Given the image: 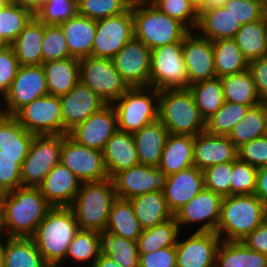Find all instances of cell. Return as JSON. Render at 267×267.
I'll return each mask as SVG.
<instances>
[{"label":"cell","mask_w":267,"mask_h":267,"mask_svg":"<svg viewBox=\"0 0 267 267\" xmlns=\"http://www.w3.org/2000/svg\"><path fill=\"white\" fill-rule=\"evenodd\" d=\"M4 267H50L32 238L8 237L5 240Z\"/></svg>","instance_id":"38"},{"label":"cell","mask_w":267,"mask_h":267,"mask_svg":"<svg viewBox=\"0 0 267 267\" xmlns=\"http://www.w3.org/2000/svg\"><path fill=\"white\" fill-rule=\"evenodd\" d=\"M48 94L62 96L80 81V60L70 57L42 63Z\"/></svg>","instance_id":"29"},{"label":"cell","mask_w":267,"mask_h":267,"mask_svg":"<svg viewBox=\"0 0 267 267\" xmlns=\"http://www.w3.org/2000/svg\"><path fill=\"white\" fill-rule=\"evenodd\" d=\"M254 194L267 205V166L258 168Z\"/></svg>","instance_id":"60"},{"label":"cell","mask_w":267,"mask_h":267,"mask_svg":"<svg viewBox=\"0 0 267 267\" xmlns=\"http://www.w3.org/2000/svg\"><path fill=\"white\" fill-rule=\"evenodd\" d=\"M91 267H121L116 261L107 255L100 254Z\"/></svg>","instance_id":"63"},{"label":"cell","mask_w":267,"mask_h":267,"mask_svg":"<svg viewBox=\"0 0 267 267\" xmlns=\"http://www.w3.org/2000/svg\"><path fill=\"white\" fill-rule=\"evenodd\" d=\"M249 108V106L225 101L220 109L205 121V131L213 135L228 136Z\"/></svg>","instance_id":"46"},{"label":"cell","mask_w":267,"mask_h":267,"mask_svg":"<svg viewBox=\"0 0 267 267\" xmlns=\"http://www.w3.org/2000/svg\"><path fill=\"white\" fill-rule=\"evenodd\" d=\"M72 57L60 25L44 24L42 63Z\"/></svg>","instance_id":"47"},{"label":"cell","mask_w":267,"mask_h":267,"mask_svg":"<svg viewBox=\"0 0 267 267\" xmlns=\"http://www.w3.org/2000/svg\"><path fill=\"white\" fill-rule=\"evenodd\" d=\"M139 267H177L175 246L139 254Z\"/></svg>","instance_id":"57"},{"label":"cell","mask_w":267,"mask_h":267,"mask_svg":"<svg viewBox=\"0 0 267 267\" xmlns=\"http://www.w3.org/2000/svg\"><path fill=\"white\" fill-rule=\"evenodd\" d=\"M159 120L169 134L196 136L205 131V120L189 88L159 91Z\"/></svg>","instance_id":"4"},{"label":"cell","mask_w":267,"mask_h":267,"mask_svg":"<svg viewBox=\"0 0 267 267\" xmlns=\"http://www.w3.org/2000/svg\"><path fill=\"white\" fill-rule=\"evenodd\" d=\"M19 62L11 45L0 48V92L5 95L16 77Z\"/></svg>","instance_id":"56"},{"label":"cell","mask_w":267,"mask_h":267,"mask_svg":"<svg viewBox=\"0 0 267 267\" xmlns=\"http://www.w3.org/2000/svg\"><path fill=\"white\" fill-rule=\"evenodd\" d=\"M267 134V103L250 107L228 135L236 147Z\"/></svg>","instance_id":"39"},{"label":"cell","mask_w":267,"mask_h":267,"mask_svg":"<svg viewBox=\"0 0 267 267\" xmlns=\"http://www.w3.org/2000/svg\"><path fill=\"white\" fill-rule=\"evenodd\" d=\"M112 60L129 87L149 86L151 50L142 41L132 37Z\"/></svg>","instance_id":"18"},{"label":"cell","mask_w":267,"mask_h":267,"mask_svg":"<svg viewBox=\"0 0 267 267\" xmlns=\"http://www.w3.org/2000/svg\"><path fill=\"white\" fill-rule=\"evenodd\" d=\"M44 23L34 16L11 44L20 66L42 64Z\"/></svg>","instance_id":"30"},{"label":"cell","mask_w":267,"mask_h":267,"mask_svg":"<svg viewBox=\"0 0 267 267\" xmlns=\"http://www.w3.org/2000/svg\"><path fill=\"white\" fill-rule=\"evenodd\" d=\"M195 32L190 31L184 37L182 47L189 87L216 77L212 41Z\"/></svg>","instance_id":"20"},{"label":"cell","mask_w":267,"mask_h":267,"mask_svg":"<svg viewBox=\"0 0 267 267\" xmlns=\"http://www.w3.org/2000/svg\"><path fill=\"white\" fill-rule=\"evenodd\" d=\"M128 9H133L141 3V0H120Z\"/></svg>","instance_id":"65"},{"label":"cell","mask_w":267,"mask_h":267,"mask_svg":"<svg viewBox=\"0 0 267 267\" xmlns=\"http://www.w3.org/2000/svg\"><path fill=\"white\" fill-rule=\"evenodd\" d=\"M34 135L26 131L14 116L0 113V150L8 156H27Z\"/></svg>","instance_id":"34"},{"label":"cell","mask_w":267,"mask_h":267,"mask_svg":"<svg viewBox=\"0 0 267 267\" xmlns=\"http://www.w3.org/2000/svg\"><path fill=\"white\" fill-rule=\"evenodd\" d=\"M52 206L38 187H18L0 195L7 237L31 238Z\"/></svg>","instance_id":"1"},{"label":"cell","mask_w":267,"mask_h":267,"mask_svg":"<svg viewBox=\"0 0 267 267\" xmlns=\"http://www.w3.org/2000/svg\"><path fill=\"white\" fill-rule=\"evenodd\" d=\"M266 204L255 194L223 197L216 233L225 241H242L264 223Z\"/></svg>","instance_id":"3"},{"label":"cell","mask_w":267,"mask_h":267,"mask_svg":"<svg viewBox=\"0 0 267 267\" xmlns=\"http://www.w3.org/2000/svg\"><path fill=\"white\" fill-rule=\"evenodd\" d=\"M117 130L115 109L111 104H106L88 119L76 124L67 135L80 145L103 151L107 141Z\"/></svg>","instance_id":"17"},{"label":"cell","mask_w":267,"mask_h":267,"mask_svg":"<svg viewBox=\"0 0 267 267\" xmlns=\"http://www.w3.org/2000/svg\"><path fill=\"white\" fill-rule=\"evenodd\" d=\"M4 234L6 235V231H5V227H4L2 212H1V209H0V243H5V241H4V240H6L5 238H8ZM3 236H5V237H3Z\"/></svg>","instance_id":"64"},{"label":"cell","mask_w":267,"mask_h":267,"mask_svg":"<svg viewBox=\"0 0 267 267\" xmlns=\"http://www.w3.org/2000/svg\"><path fill=\"white\" fill-rule=\"evenodd\" d=\"M167 177L158 167L138 164L116 173L111 179L116 197L131 200L142 194L163 192Z\"/></svg>","instance_id":"15"},{"label":"cell","mask_w":267,"mask_h":267,"mask_svg":"<svg viewBox=\"0 0 267 267\" xmlns=\"http://www.w3.org/2000/svg\"><path fill=\"white\" fill-rule=\"evenodd\" d=\"M168 135L159 119L134 132L139 164L158 167Z\"/></svg>","instance_id":"28"},{"label":"cell","mask_w":267,"mask_h":267,"mask_svg":"<svg viewBox=\"0 0 267 267\" xmlns=\"http://www.w3.org/2000/svg\"><path fill=\"white\" fill-rule=\"evenodd\" d=\"M194 136L169 134L158 169L167 176L194 166Z\"/></svg>","instance_id":"27"},{"label":"cell","mask_w":267,"mask_h":267,"mask_svg":"<svg viewBox=\"0 0 267 267\" xmlns=\"http://www.w3.org/2000/svg\"><path fill=\"white\" fill-rule=\"evenodd\" d=\"M201 117L206 121L224 104L221 78L215 77L190 85Z\"/></svg>","instance_id":"43"},{"label":"cell","mask_w":267,"mask_h":267,"mask_svg":"<svg viewBox=\"0 0 267 267\" xmlns=\"http://www.w3.org/2000/svg\"><path fill=\"white\" fill-rule=\"evenodd\" d=\"M229 0H199L196 12L198 17L206 11L224 7Z\"/></svg>","instance_id":"61"},{"label":"cell","mask_w":267,"mask_h":267,"mask_svg":"<svg viewBox=\"0 0 267 267\" xmlns=\"http://www.w3.org/2000/svg\"><path fill=\"white\" fill-rule=\"evenodd\" d=\"M99 255L98 231L80 229L70 242L65 259H72L74 263L80 265L90 261L89 267H91Z\"/></svg>","instance_id":"45"},{"label":"cell","mask_w":267,"mask_h":267,"mask_svg":"<svg viewBox=\"0 0 267 267\" xmlns=\"http://www.w3.org/2000/svg\"><path fill=\"white\" fill-rule=\"evenodd\" d=\"M60 162L69 168L81 183L109 178L102 151L80 145L68 135H62Z\"/></svg>","instance_id":"14"},{"label":"cell","mask_w":267,"mask_h":267,"mask_svg":"<svg viewBox=\"0 0 267 267\" xmlns=\"http://www.w3.org/2000/svg\"><path fill=\"white\" fill-rule=\"evenodd\" d=\"M78 15L99 20L125 12L128 8L120 0H77Z\"/></svg>","instance_id":"51"},{"label":"cell","mask_w":267,"mask_h":267,"mask_svg":"<svg viewBox=\"0 0 267 267\" xmlns=\"http://www.w3.org/2000/svg\"><path fill=\"white\" fill-rule=\"evenodd\" d=\"M182 47L183 40L151 50L150 87L158 91L189 88Z\"/></svg>","instance_id":"8"},{"label":"cell","mask_w":267,"mask_h":267,"mask_svg":"<svg viewBox=\"0 0 267 267\" xmlns=\"http://www.w3.org/2000/svg\"><path fill=\"white\" fill-rule=\"evenodd\" d=\"M222 200V196L204 188L173 215L179 229L184 225L196 226V223H200L202 225L196 231L215 232L220 218Z\"/></svg>","instance_id":"16"},{"label":"cell","mask_w":267,"mask_h":267,"mask_svg":"<svg viewBox=\"0 0 267 267\" xmlns=\"http://www.w3.org/2000/svg\"><path fill=\"white\" fill-rule=\"evenodd\" d=\"M106 230L129 240L137 241L143 229L130 200L116 198L111 206Z\"/></svg>","instance_id":"35"},{"label":"cell","mask_w":267,"mask_h":267,"mask_svg":"<svg viewBox=\"0 0 267 267\" xmlns=\"http://www.w3.org/2000/svg\"><path fill=\"white\" fill-rule=\"evenodd\" d=\"M111 178L84 182L70 206L80 229L106 230L110 209L116 199Z\"/></svg>","instance_id":"6"},{"label":"cell","mask_w":267,"mask_h":267,"mask_svg":"<svg viewBox=\"0 0 267 267\" xmlns=\"http://www.w3.org/2000/svg\"><path fill=\"white\" fill-rule=\"evenodd\" d=\"M179 238L175 246L177 267H215L221 242L216 232L194 231L187 239Z\"/></svg>","instance_id":"19"},{"label":"cell","mask_w":267,"mask_h":267,"mask_svg":"<svg viewBox=\"0 0 267 267\" xmlns=\"http://www.w3.org/2000/svg\"><path fill=\"white\" fill-rule=\"evenodd\" d=\"M257 168L238 159L232 161L231 195L254 194L257 183Z\"/></svg>","instance_id":"50"},{"label":"cell","mask_w":267,"mask_h":267,"mask_svg":"<svg viewBox=\"0 0 267 267\" xmlns=\"http://www.w3.org/2000/svg\"><path fill=\"white\" fill-rule=\"evenodd\" d=\"M204 188V173L196 166L168 175L163 191L168 209L174 215Z\"/></svg>","instance_id":"22"},{"label":"cell","mask_w":267,"mask_h":267,"mask_svg":"<svg viewBox=\"0 0 267 267\" xmlns=\"http://www.w3.org/2000/svg\"><path fill=\"white\" fill-rule=\"evenodd\" d=\"M205 188L222 197L231 195L232 161L210 166L203 170Z\"/></svg>","instance_id":"53"},{"label":"cell","mask_w":267,"mask_h":267,"mask_svg":"<svg viewBox=\"0 0 267 267\" xmlns=\"http://www.w3.org/2000/svg\"><path fill=\"white\" fill-rule=\"evenodd\" d=\"M102 153L109 178L122 170L139 164L132 133L117 130L107 141Z\"/></svg>","instance_id":"25"},{"label":"cell","mask_w":267,"mask_h":267,"mask_svg":"<svg viewBox=\"0 0 267 267\" xmlns=\"http://www.w3.org/2000/svg\"><path fill=\"white\" fill-rule=\"evenodd\" d=\"M62 135H34L29 153L21 165L22 187H38L51 169L60 163Z\"/></svg>","instance_id":"10"},{"label":"cell","mask_w":267,"mask_h":267,"mask_svg":"<svg viewBox=\"0 0 267 267\" xmlns=\"http://www.w3.org/2000/svg\"><path fill=\"white\" fill-rule=\"evenodd\" d=\"M1 96H2V98H1ZM0 98H1V99H0L1 101H2V99L4 98V95H3L1 92H0ZM0 104H1V102H0ZM1 108H2V107H1V105H0V110H1Z\"/></svg>","instance_id":"72"},{"label":"cell","mask_w":267,"mask_h":267,"mask_svg":"<svg viewBox=\"0 0 267 267\" xmlns=\"http://www.w3.org/2000/svg\"><path fill=\"white\" fill-rule=\"evenodd\" d=\"M224 8L228 10L241 25L256 22L266 15L261 1L229 0Z\"/></svg>","instance_id":"54"},{"label":"cell","mask_w":267,"mask_h":267,"mask_svg":"<svg viewBox=\"0 0 267 267\" xmlns=\"http://www.w3.org/2000/svg\"><path fill=\"white\" fill-rule=\"evenodd\" d=\"M79 230L71 207H51L31 238L50 267H61L68 246Z\"/></svg>","instance_id":"2"},{"label":"cell","mask_w":267,"mask_h":267,"mask_svg":"<svg viewBox=\"0 0 267 267\" xmlns=\"http://www.w3.org/2000/svg\"><path fill=\"white\" fill-rule=\"evenodd\" d=\"M151 3L167 16L179 20L190 31L196 30V7L188 0H154Z\"/></svg>","instance_id":"48"},{"label":"cell","mask_w":267,"mask_h":267,"mask_svg":"<svg viewBox=\"0 0 267 267\" xmlns=\"http://www.w3.org/2000/svg\"><path fill=\"white\" fill-rule=\"evenodd\" d=\"M248 70L254 80L258 96L267 102V56L249 62Z\"/></svg>","instance_id":"58"},{"label":"cell","mask_w":267,"mask_h":267,"mask_svg":"<svg viewBox=\"0 0 267 267\" xmlns=\"http://www.w3.org/2000/svg\"><path fill=\"white\" fill-rule=\"evenodd\" d=\"M216 77L246 71L249 62L244 57L234 39H217L212 41Z\"/></svg>","instance_id":"40"},{"label":"cell","mask_w":267,"mask_h":267,"mask_svg":"<svg viewBox=\"0 0 267 267\" xmlns=\"http://www.w3.org/2000/svg\"><path fill=\"white\" fill-rule=\"evenodd\" d=\"M180 231L174 216L164 223L144 229L137 239L139 254H148L160 248L176 246Z\"/></svg>","instance_id":"42"},{"label":"cell","mask_w":267,"mask_h":267,"mask_svg":"<svg viewBox=\"0 0 267 267\" xmlns=\"http://www.w3.org/2000/svg\"><path fill=\"white\" fill-rule=\"evenodd\" d=\"M215 267H267V255L253 251L242 241L221 240Z\"/></svg>","instance_id":"32"},{"label":"cell","mask_w":267,"mask_h":267,"mask_svg":"<svg viewBox=\"0 0 267 267\" xmlns=\"http://www.w3.org/2000/svg\"><path fill=\"white\" fill-rule=\"evenodd\" d=\"M221 81L223 84L224 101L249 107H253L262 102L248 69L241 73L224 76L221 78Z\"/></svg>","instance_id":"41"},{"label":"cell","mask_w":267,"mask_h":267,"mask_svg":"<svg viewBox=\"0 0 267 267\" xmlns=\"http://www.w3.org/2000/svg\"><path fill=\"white\" fill-rule=\"evenodd\" d=\"M34 16L31 11L14 3L1 9L0 41L4 45H11Z\"/></svg>","instance_id":"44"},{"label":"cell","mask_w":267,"mask_h":267,"mask_svg":"<svg viewBox=\"0 0 267 267\" xmlns=\"http://www.w3.org/2000/svg\"><path fill=\"white\" fill-rule=\"evenodd\" d=\"M5 243H0V267H4Z\"/></svg>","instance_id":"66"},{"label":"cell","mask_w":267,"mask_h":267,"mask_svg":"<svg viewBox=\"0 0 267 267\" xmlns=\"http://www.w3.org/2000/svg\"><path fill=\"white\" fill-rule=\"evenodd\" d=\"M237 159L257 169L267 166V134L237 147Z\"/></svg>","instance_id":"55"},{"label":"cell","mask_w":267,"mask_h":267,"mask_svg":"<svg viewBox=\"0 0 267 267\" xmlns=\"http://www.w3.org/2000/svg\"><path fill=\"white\" fill-rule=\"evenodd\" d=\"M264 222L267 224V206H266V209H265V218H264Z\"/></svg>","instance_id":"70"},{"label":"cell","mask_w":267,"mask_h":267,"mask_svg":"<svg viewBox=\"0 0 267 267\" xmlns=\"http://www.w3.org/2000/svg\"><path fill=\"white\" fill-rule=\"evenodd\" d=\"M13 3L36 15V13L42 8L44 0H13Z\"/></svg>","instance_id":"62"},{"label":"cell","mask_w":267,"mask_h":267,"mask_svg":"<svg viewBox=\"0 0 267 267\" xmlns=\"http://www.w3.org/2000/svg\"><path fill=\"white\" fill-rule=\"evenodd\" d=\"M48 94L46 77L41 65L20 66L2 102L0 113L14 116L21 108Z\"/></svg>","instance_id":"12"},{"label":"cell","mask_w":267,"mask_h":267,"mask_svg":"<svg viewBox=\"0 0 267 267\" xmlns=\"http://www.w3.org/2000/svg\"><path fill=\"white\" fill-rule=\"evenodd\" d=\"M62 108V135L76 124L85 121L106 104L89 87L79 81L67 94L60 96Z\"/></svg>","instance_id":"21"},{"label":"cell","mask_w":267,"mask_h":267,"mask_svg":"<svg viewBox=\"0 0 267 267\" xmlns=\"http://www.w3.org/2000/svg\"><path fill=\"white\" fill-rule=\"evenodd\" d=\"M77 14V0H52L44 1L35 16L44 24L59 25Z\"/></svg>","instance_id":"49"},{"label":"cell","mask_w":267,"mask_h":267,"mask_svg":"<svg viewBox=\"0 0 267 267\" xmlns=\"http://www.w3.org/2000/svg\"><path fill=\"white\" fill-rule=\"evenodd\" d=\"M81 184L77 176L60 162L51 169L38 188L52 207H70Z\"/></svg>","instance_id":"23"},{"label":"cell","mask_w":267,"mask_h":267,"mask_svg":"<svg viewBox=\"0 0 267 267\" xmlns=\"http://www.w3.org/2000/svg\"><path fill=\"white\" fill-rule=\"evenodd\" d=\"M27 156H8L0 150V195L22 186L21 165Z\"/></svg>","instance_id":"52"},{"label":"cell","mask_w":267,"mask_h":267,"mask_svg":"<svg viewBox=\"0 0 267 267\" xmlns=\"http://www.w3.org/2000/svg\"><path fill=\"white\" fill-rule=\"evenodd\" d=\"M194 166L204 169L237 159V147L228 136L209 134L204 131L194 136Z\"/></svg>","instance_id":"24"},{"label":"cell","mask_w":267,"mask_h":267,"mask_svg":"<svg viewBox=\"0 0 267 267\" xmlns=\"http://www.w3.org/2000/svg\"><path fill=\"white\" fill-rule=\"evenodd\" d=\"M111 105L122 132L133 134L159 119V91L150 86L130 87Z\"/></svg>","instance_id":"7"},{"label":"cell","mask_w":267,"mask_h":267,"mask_svg":"<svg viewBox=\"0 0 267 267\" xmlns=\"http://www.w3.org/2000/svg\"><path fill=\"white\" fill-rule=\"evenodd\" d=\"M10 3L9 0H0V10L8 6Z\"/></svg>","instance_id":"67"},{"label":"cell","mask_w":267,"mask_h":267,"mask_svg":"<svg viewBox=\"0 0 267 267\" xmlns=\"http://www.w3.org/2000/svg\"><path fill=\"white\" fill-rule=\"evenodd\" d=\"M134 37L132 9L122 14L96 20V34L91 56L113 59Z\"/></svg>","instance_id":"13"},{"label":"cell","mask_w":267,"mask_h":267,"mask_svg":"<svg viewBox=\"0 0 267 267\" xmlns=\"http://www.w3.org/2000/svg\"><path fill=\"white\" fill-rule=\"evenodd\" d=\"M134 37L150 50L180 42L190 30L179 20L171 18L152 3H140L132 9Z\"/></svg>","instance_id":"5"},{"label":"cell","mask_w":267,"mask_h":267,"mask_svg":"<svg viewBox=\"0 0 267 267\" xmlns=\"http://www.w3.org/2000/svg\"><path fill=\"white\" fill-rule=\"evenodd\" d=\"M14 117L33 135H62L60 97L47 94L21 108Z\"/></svg>","instance_id":"11"},{"label":"cell","mask_w":267,"mask_h":267,"mask_svg":"<svg viewBox=\"0 0 267 267\" xmlns=\"http://www.w3.org/2000/svg\"><path fill=\"white\" fill-rule=\"evenodd\" d=\"M3 46H4V44L0 41V48L3 47Z\"/></svg>","instance_id":"73"},{"label":"cell","mask_w":267,"mask_h":267,"mask_svg":"<svg viewBox=\"0 0 267 267\" xmlns=\"http://www.w3.org/2000/svg\"><path fill=\"white\" fill-rule=\"evenodd\" d=\"M233 39L248 62L267 56V16L243 24Z\"/></svg>","instance_id":"36"},{"label":"cell","mask_w":267,"mask_h":267,"mask_svg":"<svg viewBox=\"0 0 267 267\" xmlns=\"http://www.w3.org/2000/svg\"><path fill=\"white\" fill-rule=\"evenodd\" d=\"M154 0H141V3H151Z\"/></svg>","instance_id":"71"},{"label":"cell","mask_w":267,"mask_h":267,"mask_svg":"<svg viewBox=\"0 0 267 267\" xmlns=\"http://www.w3.org/2000/svg\"><path fill=\"white\" fill-rule=\"evenodd\" d=\"M99 253L107 255L121 267H139L137 241L116 236L107 231H98Z\"/></svg>","instance_id":"37"},{"label":"cell","mask_w":267,"mask_h":267,"mask_svg":"<svg viewBox=\"0 0 267 267\" xmlns=\"http://www.w3.org/2000/svg\"><path fill=\"white\" fill-rule=\"evenodd\" d=\"M242 242L253 251L267 255V224L259 225Z\"/></svg>","instance_id":"59"},{"label":"cell","mask_w":267,"mask_h":267,"mask_svg":"<svg viewBox=\"0 0 267 267\" xmlns=\"http://www.w3.org/2000/svg\"><path fill=\"white\" fill-rule=\"evenodd\" d=\"M261 2L263 3L264 13L267 16V0H261Z\"/></svg>","instance_id":"68"},{"label":"cell","mask_w":267,"mask_h":267,"mask_svg":"<svg viewBox=\"0 0 267 267\" xmlns=\"http://www.w3.org/2000/svg\"><path fill=\"white\" fill-rule=\"evenodd\" d=\"M135 216L139 220L141 228H152L158 224L164 223L173 214L168 209L166 199L162 191H154L131 200Z\"/></svg>","instance_id":"33"},{"label":"cell","mask_w":267,"mask_h":267,"mask_svg":"<svg viewBox=\"0 0 267 267\" xmlns=\"http://www.w3.org/2000/svg\"><path fill=\"white\" fill-rule=\"evenodd\" d=\"M188 1L191 2L197 8L199 0H188Z\"/></svg>","instance_id":"69"},{"label":"cell","mask_w":267,"mask_h":267,"mask_svg":"<svg viewBox=\"0 0 267 267\" xmlns=\"http://www.w3.org/2000/svg\"><path fill=\"white\" fill-rule=\"evenodd\" d=\"M241 26L228 10L219 7L203 12L198 17L196 31L200 36L211 41L233 39Z\"/></svg>","instance_id":"31"},{"label":"cell","mask_w":267,"mask_h":267,"mask_svg":"<svg viewBox=\"0 0 267 267\" xmlns=\"http://www.w3.org/2000/svg\"><path fill=\"white\" fill-rule=\"evenodd\" d=\"M59 25L73 58L80 60L91 56L96 20L77 14Z\"/></svg>","instance_id":"26"},{"label":"cell","mask_w":267,"mask_h":267,"mask_svg":"<svg viewBox=\"0 0 267 267\" xmlns=\"http://www.w3.org/2000/svg\"><path fill=\"white\" fill-rule=\"evenodd\" d=\"M80 81L105 104H112L130 88L110 58L89 56L80 59Z\"/></svg>","instance_id":"9"}]
</instances>
